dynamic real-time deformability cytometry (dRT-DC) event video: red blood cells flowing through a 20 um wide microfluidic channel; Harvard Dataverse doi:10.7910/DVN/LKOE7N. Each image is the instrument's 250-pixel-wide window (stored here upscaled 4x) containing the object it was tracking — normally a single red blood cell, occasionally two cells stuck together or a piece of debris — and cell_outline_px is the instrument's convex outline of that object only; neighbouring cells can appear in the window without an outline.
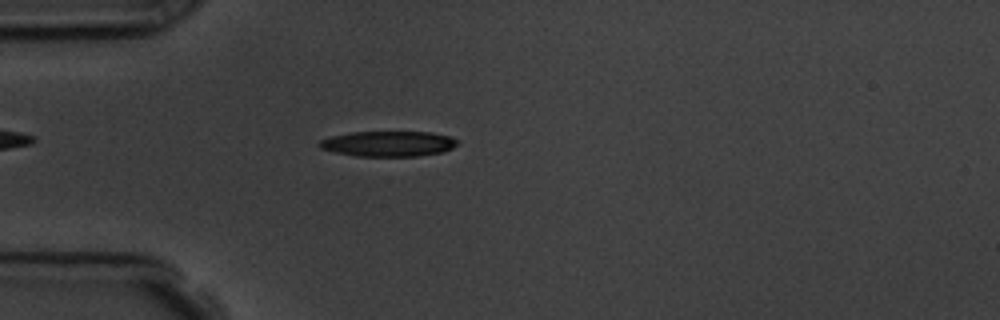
{"species": "common noctule bat (a hibernating species)", "species_latin": "Nyctalus noctula", "temperature_condition": "room temperature", "stored_images_in_passage": 49, "camera_frame_rate_fps": 3000, "um_per_image_px": 0.085, "animal": {"sex": "male", "body_mass_g": 19.5, "forearm_length_mm": 54.6}, "frame": {"image": 1, "passage_image": 9, "time_ms": 2.667, "image_size_px": [1000, 320], "cell_outline_px": [[460, 140], [452, 148], [444, 152], [416, 156], [356, 156], [336, 152], [320, 148], [316, 144], [320, 140], [332, 136], [352, 132], [428, 132], [448, 136]], "centroid_in_image_um": [33.0, 12.22], "position_along_channel_um": 52.0, "area_um2": 20.35}}
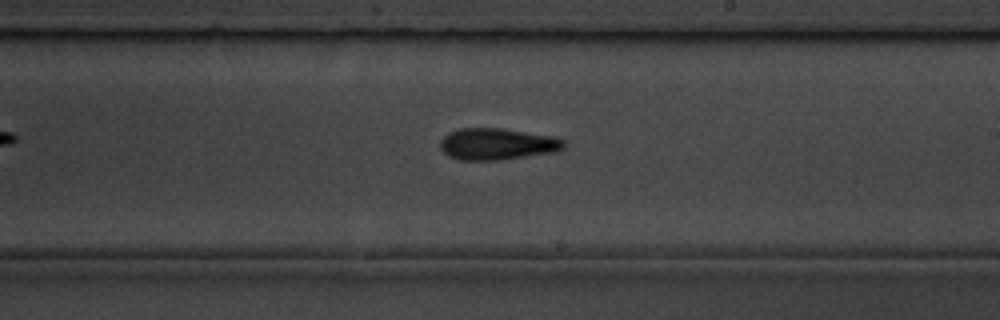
{"frame": {"image": 2, "passage_image": 26, "time_ms": 8.333, "image_size_px": [1000, 320], "cell_outline_px": [[564, 148], [552, 152], [500, 160], [460, 160], [448, 156], [440, 148], [440, 140], [448, 132], [460, 128], [500, 128], [552, 136], [564, 140]], "centroid_in_image_um": [42.2, 12.24], "position_along_channel_um": 246.8, "area_um2": 22.66}}
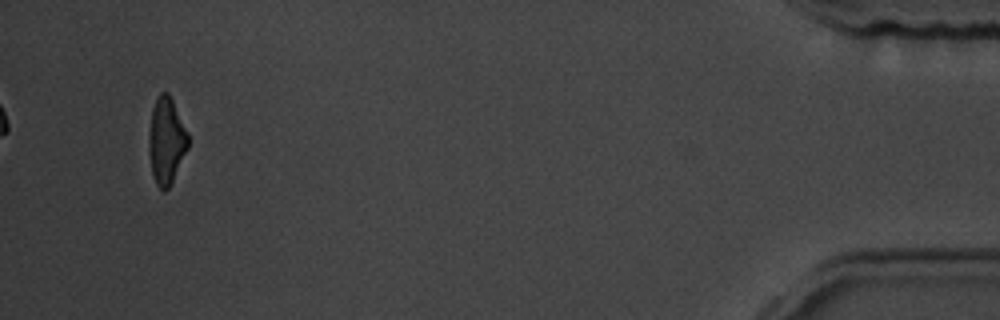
{"frame": {"image": 3, "passage_image": 47, "time_ms": 15.333, "image_size_px": [1000, 320], "cell_outline_px": [[188, 148], [168, 188], [164, 192], [156, 184], [152, 176], [148, 148], [148, 136], [152, 108], [156, 96], [160, 92], [168, 92], [188, 132]], "centroid_in_image_um": [14.11, 11.94], "position_along_channel_um": 421.1, "area_um2": 19.83}, "authors_computed_cell_mechanics": {"area_um2": 20.9814, "velocity_mm_per_s": 3.6234, "shape_relaxation_time_tau1_ms": 3.3246, "shape_relaxation_time_tau2_ms": 1.9357, "deformation_change_tau1": 0.1512, "deformation_change_tau2": 0.1147}}